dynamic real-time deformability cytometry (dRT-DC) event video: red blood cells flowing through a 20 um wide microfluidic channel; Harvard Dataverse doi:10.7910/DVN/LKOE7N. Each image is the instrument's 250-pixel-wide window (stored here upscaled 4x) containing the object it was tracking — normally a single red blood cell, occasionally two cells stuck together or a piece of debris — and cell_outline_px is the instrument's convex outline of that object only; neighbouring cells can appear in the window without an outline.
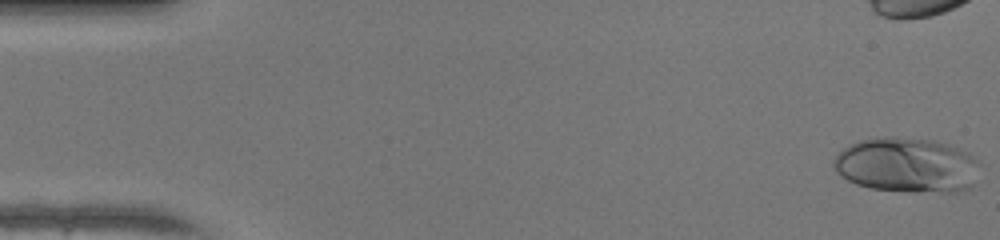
{"species": "human", "species_latin": "Homo sapiens", "temperature_condition": "warm", "stored_images_in_passage": 48, "camera_frame_rate_fps": 3000, "um_per_image_px": 0.085, "donor": {"sex": "female"}, "frame": {"image": 1, "passage_image": 1, "time_ms": 0.0, "image_size_px": [1000, 240], "cell_outline_px": [[980, 164], [976, 184], [972, 188], [956, 192], [916, 192], [872, 188], [856, 184], [840, 176], [836, 172], [832, 164], [832, 160], [844, 148], [860, 140], [888, 136], [896, 136], [936, 140], [968, 152]], "centroid_in_image_um": [77.13, 14.04], "position_along_channel_um": 7.9, "area_um2": 47.34}}
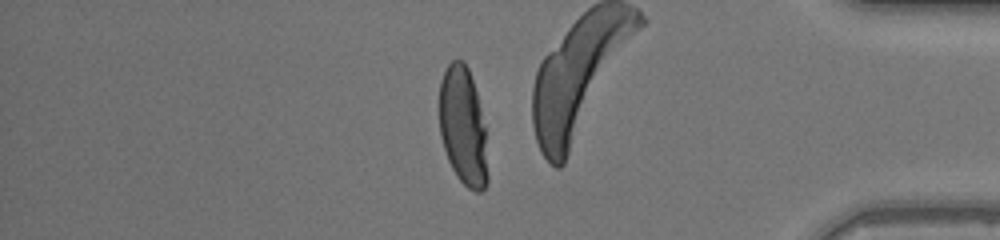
{"frame": {"image": 2, "passage_image": 41, "time_ms": 13.333, "image_size_px": [1000, 240], "cell_outline_px": [[488, 184], [480, 192], [476, 192], [468, 188], [456, 176], [448, 160], [440, 136], [440, 80], [448, 64], [452, 60], [464, 60], [468, 68], [476, 92], [484, 128], [488, 176]], "centroid_in_image_um": [39.35, 10.77], "position_along_channel_um": 395.9, "area_um2": 33.06}}
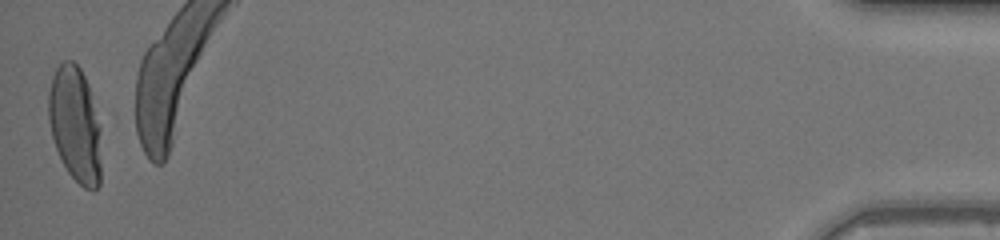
{"frame": {"image": 3, "passage_image": 48, "time_ms": 15.667, "image_size_px": [1000, 240], "cell_outline_px": [[100, 184], [92, 192], [84, 188], [68, 172], [56, 148], [52, 136], [48, 120], [48, 92], [52, 76], [56, 68], [64, 60], [72, 60], [80, 68], [88, 84], [100, 124]], "centroid_in_image_um": [6.38, 10.57], "position_along_channel_um": 428.8, "area_um2": 35.55}, "authors_computed_cell_mechanics": {"area_um2": 37.3388, "velocity_mm_per_s": 4.2779, "shape_relaxation_time_tau1_ms": 5.7101, "shape_relaxation_time_tau2_ms": null, "deformation_change_tau1": 0.2745, "deformation_change_tau2": null}}